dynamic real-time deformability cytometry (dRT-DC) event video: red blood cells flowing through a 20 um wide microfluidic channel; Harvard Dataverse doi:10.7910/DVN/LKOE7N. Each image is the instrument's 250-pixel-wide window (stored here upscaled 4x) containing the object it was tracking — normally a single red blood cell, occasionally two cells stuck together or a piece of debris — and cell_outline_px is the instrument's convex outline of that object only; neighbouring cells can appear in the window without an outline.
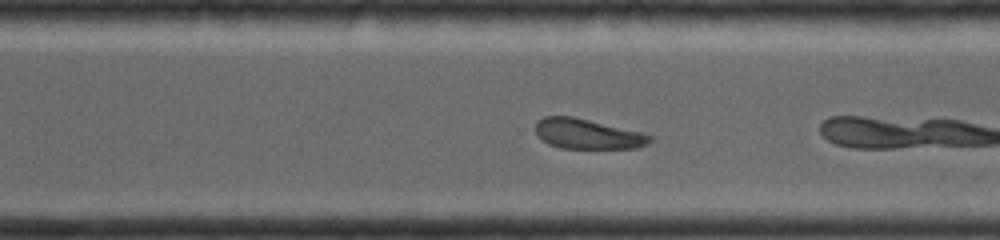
{"species": "common noctule bat (a hibernating species)", "species_latin": "Nyctalus noctula", "temperature_condition": "room temperature", "stored_images_in_passage": 33, "camera_frame_rate_fps": 4000, "um_per_image_px": 0.085, "animal": {"sex": "female", "body_mass_g": 19.0, "forearm_length_mm": 56.7}, "frame": {"image": 1, "passage_image": 24, "time_ms": 5.75, "image_size_px": [1000, 240], "cell_outline_px": [[652, 140], [644, 144], [632, 148], [564, 148], [548, 144], [536, 132], [536, 124], [544, 116], [572, 116], [640, 132], [652, 136]], "centroid_in_image_um": [49.92, 11.38], "position_along_channel_um": 320.7, "area_um2": 19.48}}